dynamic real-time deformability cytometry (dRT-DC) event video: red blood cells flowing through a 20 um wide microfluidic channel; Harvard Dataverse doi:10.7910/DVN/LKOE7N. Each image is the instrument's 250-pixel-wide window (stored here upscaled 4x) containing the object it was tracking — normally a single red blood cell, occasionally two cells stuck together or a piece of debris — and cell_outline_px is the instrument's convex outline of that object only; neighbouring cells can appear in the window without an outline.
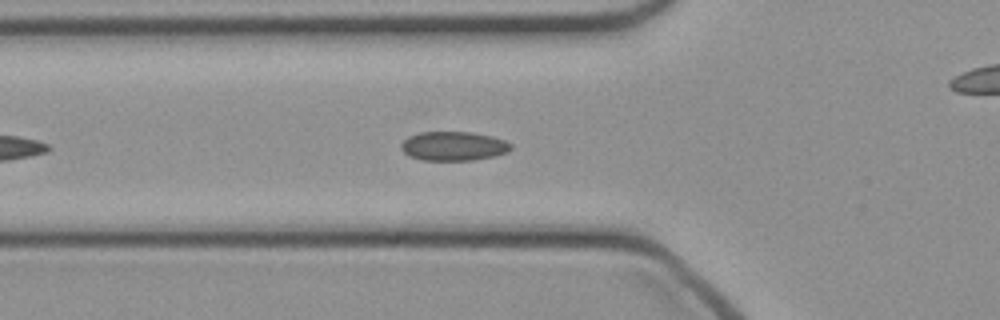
{"species": "common noctule bat (a hibernating species)", "species_latin": "Nyctalus noctula", "temperature_condition": "cold", "stored_images_in_passage": 16, "camera_frame_rate_fps": 3000, "um_per_image_px": 0.085, "animal": {"sex": "female", "body_mass_g": 21.9}, "frame": {"image": 1, "passage_image": 7, "time_ms": 2.0, "image_size_px": [1000, 320], "cell_outline_px": [[512, 148], [508, 152], [496, 156], [472, 160], [424, 160], [408, 156], [400, 148], [400, 144], [408, 136], [420, 132], [472, 132], [492, 136], [504, 140], [512, 144]], "centroid_in_image_um": [38.55, 12.42], "position_along_channel_um": 87.2, "area_um2": 18.79}}
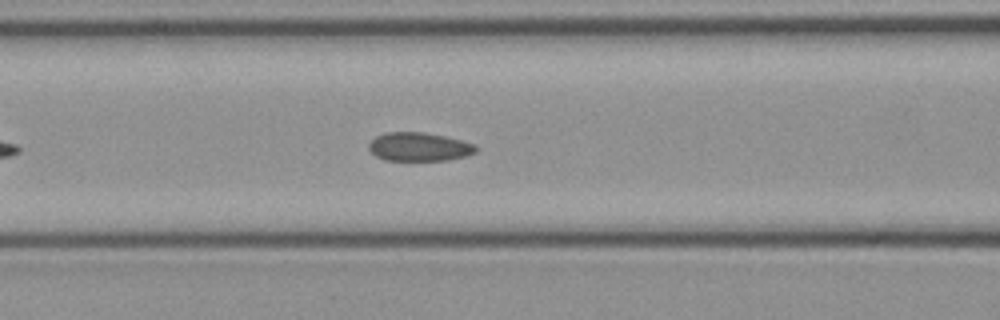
{"frame": {"image": 2, "passage_image": 10, "time_ms": 3.0, "image_size_px": [1000, 320], "cell_outline_px": [[476, 152], [464, 156], [448, 160], [384, 160], [376, 156], [368, 148], [368, 144], [376, 136], [384, 132], [424, 132], [444, 136], [476, 144]], "centroid_in_image_um": [35.6, 12.47], "position_along_channel_um": 131.0, "area_um2": 17.8}}
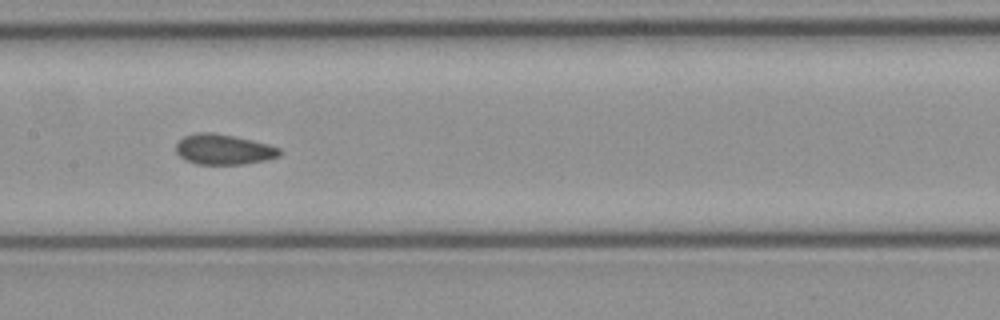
{"frame": {"image": 3, "passage_image": 14, "time_ms": 4.333, "image_size_px": [1000, 320], "cell_outline_px": [[284, 152], [280, 156], [264, 160], [244, 164], [196, 164], [184, 160], [176, 152], [176, 144], [184, 136], [196, 132], [212, 132], [252, 140], [268, 144], [280, 148]], "centroid_in_image_um": [19.01, 12.7], "position_along_channel_um": 188.4, "area_um2": 18.38}}